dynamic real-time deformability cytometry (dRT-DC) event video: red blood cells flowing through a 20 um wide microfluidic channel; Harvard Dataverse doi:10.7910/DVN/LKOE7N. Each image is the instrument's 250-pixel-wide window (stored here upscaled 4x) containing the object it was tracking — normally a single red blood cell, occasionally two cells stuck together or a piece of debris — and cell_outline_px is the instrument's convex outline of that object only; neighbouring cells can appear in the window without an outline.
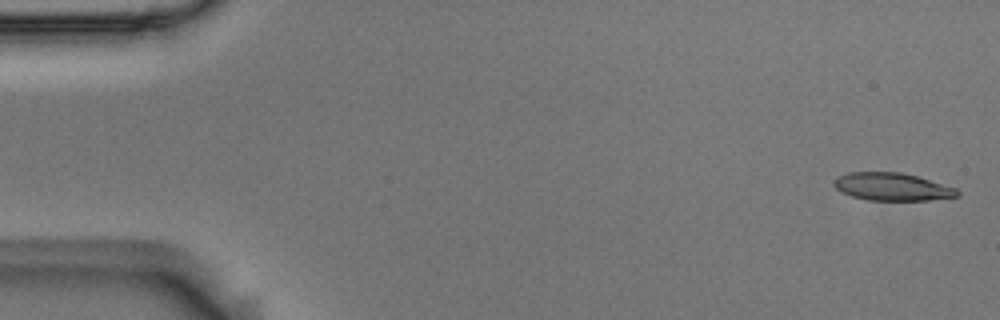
{"species": "Egyptian fruit bat (a non-hibernating species)", "species_latin": "Rousettus aegyptiacus", "temperature_condition": "room temperature", "stored_images_in_passage": 55, "camera_frame_rate_fps": 3000, "um_per_image_px": 0.085, "animal": {"sex": "male"}, "frame": {"image": 1, "passage_image": 2, "time_ms": 0.333, "image_size_px": [1000, 320], "cell_outline_px": [[960, 196], [928, 200], [868, 200], [852, 196], [836, 188], [832, 184], [840, 176], [848, 172], [900, 172], [916, 176], [956, 188], [960, 192]], "centroid_in_image_um": [75.86, 15.88], "position_along_channel_um": 9.1, "area_um2": 19.65}}
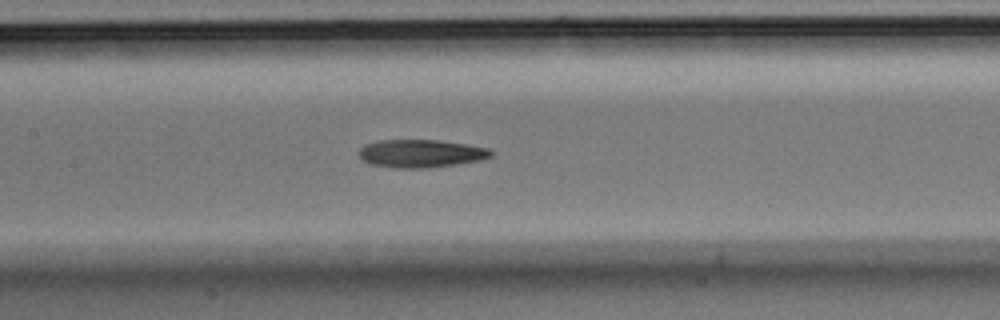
{"frame": {"image": 2, "passage_image": 26, "time_ms": 8.333, "image_size_px": [1000, 320], "cell_outline_px": [[492, 156], [480, 160], [456, 164], [428, 168], [392, 168], [372, 164], [364, 160], [360, 156], [360, 148], [364, 144], [380, 140], [436, 140], [468, 144], [488, 148], [492, 152]], "centroid_in_image_um": [35.78, 13.04], "position_along_channel_um": 171.6, "area_um2": 21.44}}
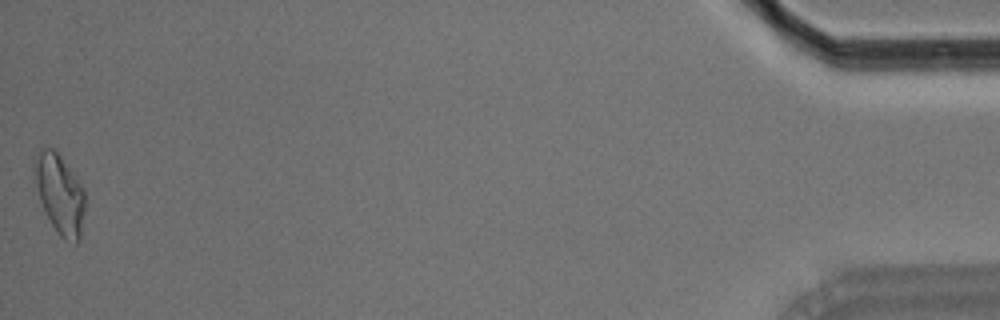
{"frame": {"image": 3, "passage_image": 55, "time_ms": 18.0, "image_size_px": [1000, 320], "cell_outline_px": [[84, 208], [80, 240], [76, 244], [64, 240], [60, 236], [52, 224], [32, 192], [32, 168], [36, 152], [40, 148], [52, 148], [56, 152], [84, 188]], "centroid_in_image_um": [4.98, 16.49], "position_along_channel_um": 430.2, "area_um2": 24.16}, "authors_computed_cell_mechanics": {"area_um2": 21.4438, "velocity_mm_per_s": 3.6673, "shape_relaxation_time_tau1_ms": 5.4422, "shape_relaxation_time_tau2_ms": 5.6336, "deformation_change_tau1": 0.168, "deformation_change_tau2": 0.1641}}